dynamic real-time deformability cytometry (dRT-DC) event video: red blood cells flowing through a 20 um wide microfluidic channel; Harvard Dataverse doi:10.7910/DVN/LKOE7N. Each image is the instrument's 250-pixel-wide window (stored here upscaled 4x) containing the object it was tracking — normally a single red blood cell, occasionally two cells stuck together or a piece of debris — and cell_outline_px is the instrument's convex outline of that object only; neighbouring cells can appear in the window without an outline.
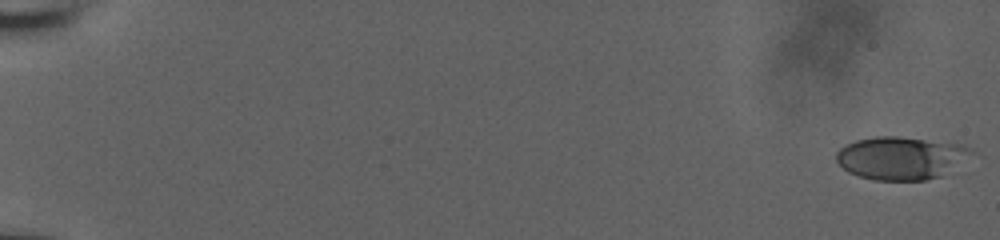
{"species": "human", "species_latin": "Homo sapiens", "temperature_condition": "room temperature", "stored_images_in_passage": 57, "camera_frame_rate_fps": 3000, "um_per_image_px": 0.085, "donor": {"sex": "male"}, "frame": {"image": 1, "passage_image": 1, "time_ms": 0.0, "image_size_px": [1000, 240], "cell_outline_px": [[972, 152], [940, 176], [924, 180], [876, 180], [860, 176], [848, 172], [836, 160], [836, 152], [840, 148], [856, 140], [876, 136], [900, 136], [960, 144], [968, 148]], "centroid_in_image_um": [76.49, 13.42], "position_along_channel_um": 8.5, "area_um2": 33.0}}
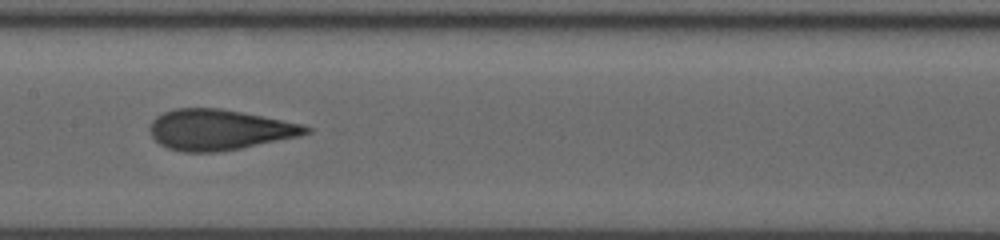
{"frame": {"image": 2, "passage_image": 32, "time_ms": 10.333, "image_size_px": [1000, 240], "cell_outline_px": [[312, 132], [300, 136], [240, 148], [216, 152], [184, 152], [168, 148], [160, 144], [152, 136], [148, 128], [152, 120], [156, 116], [164, 112], [176, 108], [220, 108], [304, 124], [312, 128]], "centroid_in_image_um": [18.64, 11.02], "position_along_channel_um": 188.8, "area_um2": 36.88}}
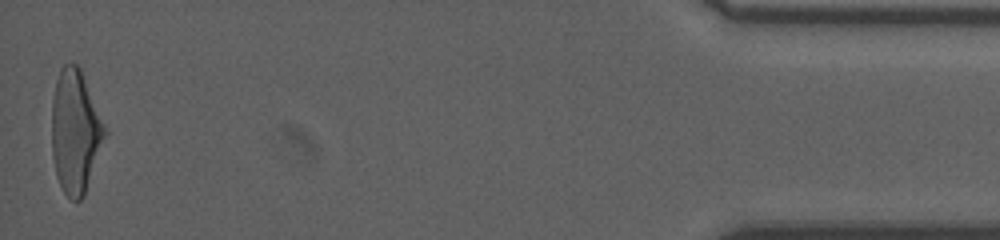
{"frame": {"image": 3, "passage_image": 57, "time_ms": 18.667, "image_size_px": [1000, 240], "cell_outline_px": [[108, 132], [84, 196], [80, 200], [72, 200], [64, 192], [56, 176], [52, 156], [52, 100], [56, 80], [60, 68], [64, 64], [76, 64], [80, 68]], "centroid_in_image_um": [6.4, 11.2], "position_along_channel_um": 428.8, "area_um2": 38.15}, "authors_computed_cell_mechanics": {"area_um2": 36.2984, "velocity_mm_per_s": 3.8543, "shape_relaxation_time_tau1_ms": 5.7643, "shape_relaxation_time_tau2_ms": 1.1326, "deformation_change_tau1": 0.1977, "deformation_change_tau2": 0.1004}}